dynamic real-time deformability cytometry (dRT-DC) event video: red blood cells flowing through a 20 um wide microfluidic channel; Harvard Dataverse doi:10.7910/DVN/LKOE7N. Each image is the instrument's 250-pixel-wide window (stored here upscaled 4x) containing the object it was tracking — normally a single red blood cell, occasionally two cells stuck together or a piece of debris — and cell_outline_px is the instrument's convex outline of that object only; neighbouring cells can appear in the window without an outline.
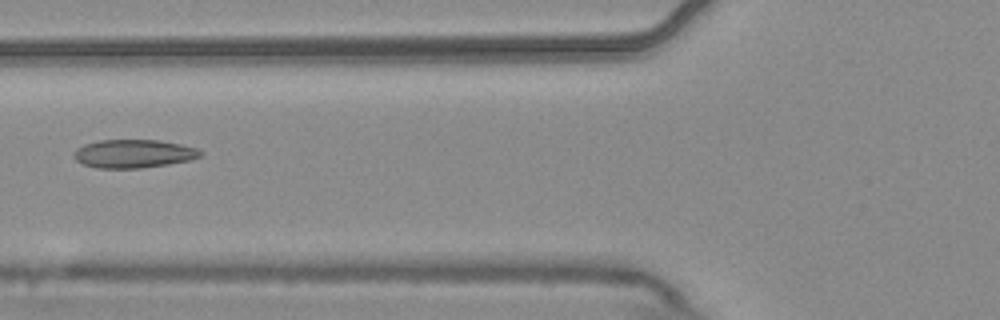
{"species": "common noctule bat (a hibernating species)", "species_latin": "Nyctalus noctula", "temperature_condition": "warm", "stored_images_in_passage": 5, "camera_frame_rate_fps": 3000, "um_per_image_px": 0.085, "animal": {"sex": "male", "body_mass_g": 20.4}, "frame": {"image": 1, "passage_image": 5, "time_ms": 1.333, "image_size_px": [1000, 320], "cell_outline_px": [[204, 152], [200, 156], [188, 160], [168, 164], [140, 168], [96, 168], [84, 164], [76, 160], [72, 156], [72, 152], [76, 148], [84, 144], [100, 140], [160, 140], [180, 144], [196, 148]], "centroid_in_image_um": [11.31, 13.06], "position_along_channel_um": 114.5, "area_um2": 20.92}}